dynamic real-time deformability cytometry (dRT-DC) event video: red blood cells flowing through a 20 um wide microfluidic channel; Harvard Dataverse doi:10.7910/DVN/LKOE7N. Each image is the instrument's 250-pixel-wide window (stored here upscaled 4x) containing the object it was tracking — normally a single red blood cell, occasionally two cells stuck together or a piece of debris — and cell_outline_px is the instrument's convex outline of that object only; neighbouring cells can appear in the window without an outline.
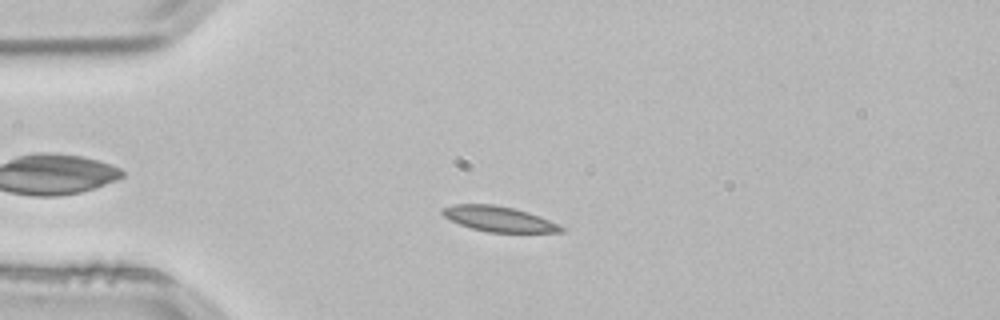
{"species": "common noctule bat (a hibernating species)", "species_latin": "Nyctalus noctula", "temperature_condition": "room temperature", "stored_images_in_passage": 51, "camera_frame_rate_fps": 3000, "um_per_image_px": 0.085, "animal": {"sex": "male", "body_mass_g": 21.5, "forearm_length_mm": 52.0}, "frame": {"image": 1, "passage_image": 11, "time_ms": 3.333, "image_size_px": [1000, 320], "cell_outline_px": [[564, 232], [488, 232], [472, 228], [460, 224], [444, 216], [440, 212], [440, 208], [452, 204], [492, 204], [516, 208], [540, 216], [564, 228]], "centroid_in_image_um": [42.36, 18.59], "position_along_channel_um": 42.6, "area_um2": 17.4}}
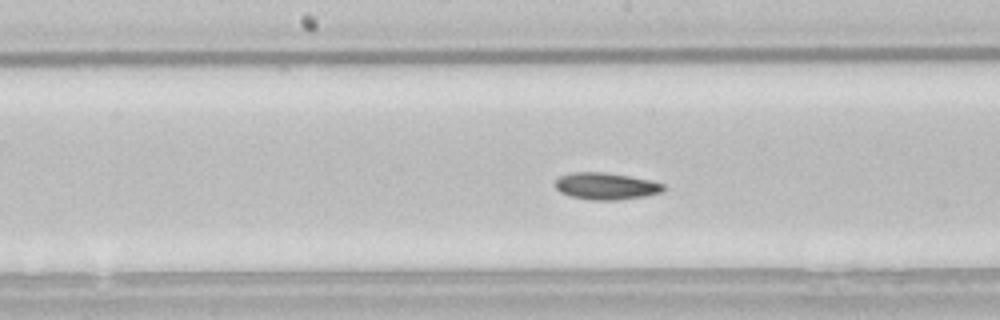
{"frame": {"image": 2, "passage_image": 25, "time_ms": 8.0, "image_size_px": [1000, 320], "cell_outline_px": [[664, 192], [644, 196], [620, 200], [588, 200], [572, 196], [560, 192], [552, 184], [560, 176], [572, 172], [608, 172], [648, 180], [664, 184]], "centroid_in_image_um": [51.48, 15.82], "position_along_channel_um": 196.7, "area_um2": 17.05}}
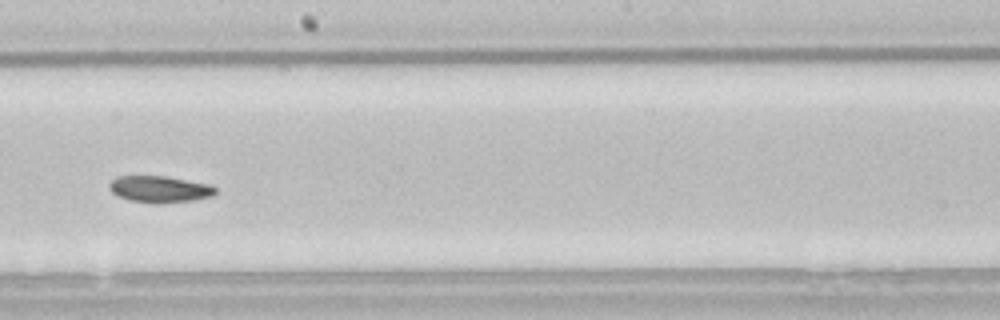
{"frame": {"image": 3, "passage_image": 28, "time_ms": 9.0, "image_size_px": [1000, 320], "cell_outline_px": [[216, 192], [212, 196], [192, 200], [128, 200], [112, 192], [108, 188], [108, 184], [116, 176], [164, 176], [208, 184], [216, 188]], "centroid_in_image_um": [13.53, 16.02], "position_along_channel_um": 234.7, "area_um2": 15.43}, "authors_computed_cell_mechanics": {"area_um2": 16.762, "velocity_mm_per_s": 3.8178, "shape_relaxation_time_tau1_ms": 6.3774, "shape_relaxation_time_tau2_ms": null, "deformation_change_tau1": 0.1267, "deformation_change_tau2": null}}